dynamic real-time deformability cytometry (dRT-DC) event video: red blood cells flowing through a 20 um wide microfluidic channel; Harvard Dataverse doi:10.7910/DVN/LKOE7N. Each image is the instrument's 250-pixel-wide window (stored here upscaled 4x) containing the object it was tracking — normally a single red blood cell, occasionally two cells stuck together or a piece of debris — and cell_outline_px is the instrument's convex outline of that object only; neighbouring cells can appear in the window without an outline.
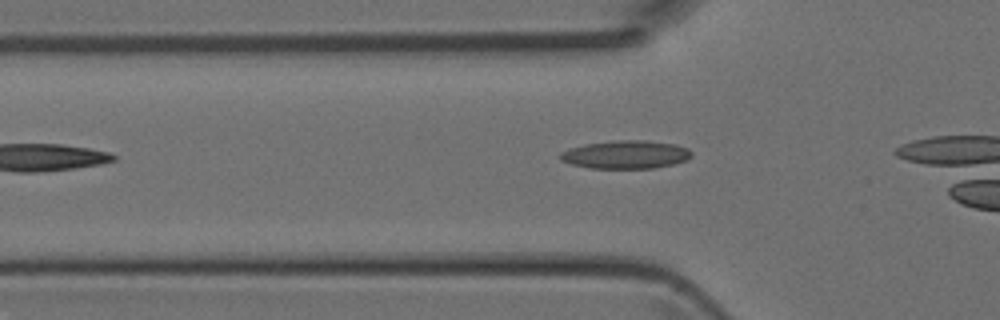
{"species": "Egyptian fruit bat (a non-hibernating species)", "species_latin": "Rousettus aegyptiacus", "temperature_condition": "room temperature", "stored_images_in_passage": 17, "camera_frame_rate_fps": 3000, "um_per_image_px": 0.085, "animal": {"sex": "female"}, "frame": {"image": 1, "passage_image": 12, "time_ms": 3.667, "image_size_px": [1000, 320], "cell_outline_px": [[692, 156], [688, 160], [672, 164], [652, 168], [588, 168], [572, 164], [560, 160], [556, 156], [560, 152], [568, 148], [584, 144], [612, 140], [644, 140], [676, 144], [688, 148], [692, 152]], "centroid_in_image_um": [53.15, 13.13], "position_along_channel_um": 72.6, "area_um2": 21.85}}
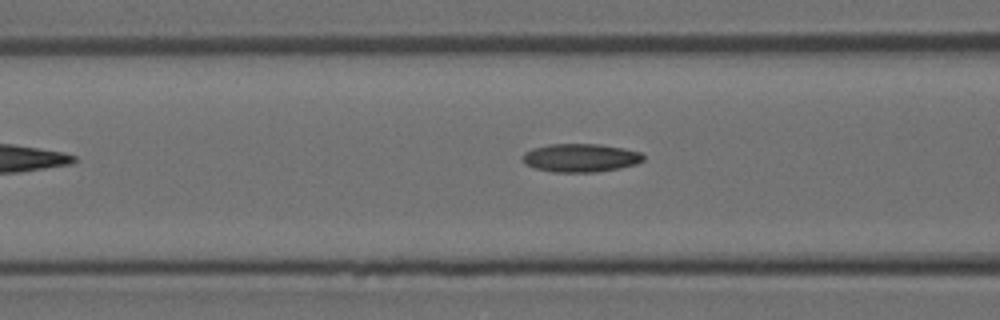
{"frame": {"image": 2, "passage_image": 15, "time_ms": 4.667, "image_size_px": [1000, 320], "cell_outline_px": [[644, 160], [636, 164], [620, 168], [596, 172], [552, 172], [536, 168], [524, 164], [520, 156], [524, 152], [532, 148], [548, 144], [600, 144], [624, 148], [640, 152], [644, 156]], "centroid_in_image_um": [49.31, 13.41], "position_along_channel_um": 117.3, "area_um2": 20.17}}